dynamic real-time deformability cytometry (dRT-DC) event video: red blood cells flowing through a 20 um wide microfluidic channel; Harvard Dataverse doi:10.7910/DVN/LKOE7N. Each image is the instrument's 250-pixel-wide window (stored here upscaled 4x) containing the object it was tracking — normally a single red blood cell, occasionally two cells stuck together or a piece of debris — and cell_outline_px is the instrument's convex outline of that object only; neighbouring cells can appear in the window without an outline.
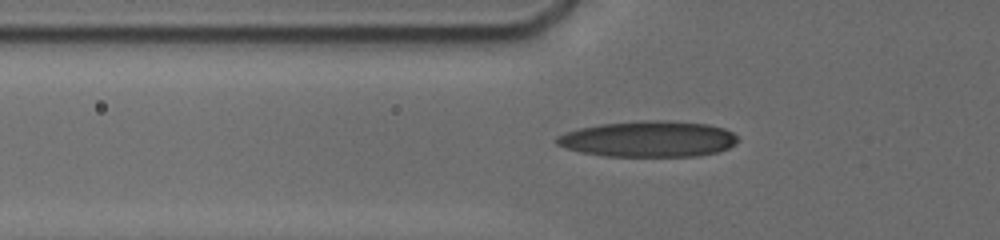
{"species": "human", "species_latin": "Homo sapiens", "temperature_condition": "cold", "stored_images_in_passage": 52, "camera_frame_rate_fps": 3000, "um_per_image_px": 0.085, "donor": {"sex": "male"}, "frame": {"image": 1, "passage_image": 17, "time_ms": 7.0, "image_size_px": [1000, 240], "cell_outline_px": [[740, 140], [736, 144], [728, 148], [716, 152], [696, 156], [604, 156], [580, 152], [556, 144], [556, 136], [580, 128], [600, 124], [644, 120], [664, 120], [708, 124], [724, 128], [732, 132]], "centroid_in_image_um": [55.15, 11.81], "position_along_channel_um": 70.7, "area_um2": 37.92}}
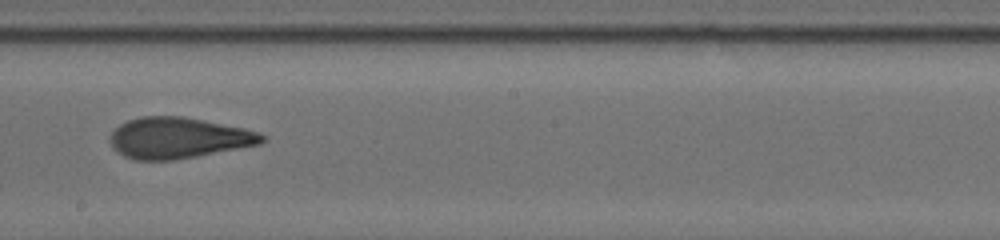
{"frame": {"image": 2, "passage_image": 36, "time_ms": 11.333, "image_size_px": [1000, 240], "cell_outline_px": [[264, 140], [260, 144], [196, 156], [172, 160], [136, 160], [124, 156], [112, 148], [108, 140], [108, 136], [120, 124], [128, 120], [140, 116], [184, 116], [244, 128], [260, 132], [264, 136]], "centroid_in_image_um": [15.11, 11.72], "position_along_channel_um": 233.1, "area_um2": 36.3}}
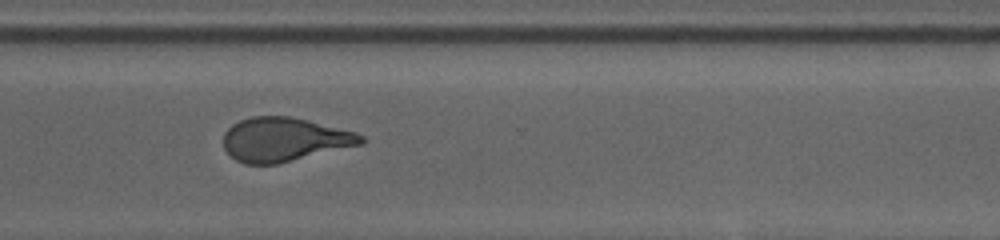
{"frame": {"image": 3, "passage_image": 51, "time_ms": 14.333, "image_size_px": [1000, 240], "cell_outline_px": [[364, 144], [276, 164], [244, 164], [236, 160], [224, 148], [224, 132], [232, 124], [240, 120], [252, 116], [292, 116], [356, 132], [364, 136]], "centroid_in_image_um": [24.17, 11.85], "position_along_channel_um": 346.4, "area_um2": 35.26}}